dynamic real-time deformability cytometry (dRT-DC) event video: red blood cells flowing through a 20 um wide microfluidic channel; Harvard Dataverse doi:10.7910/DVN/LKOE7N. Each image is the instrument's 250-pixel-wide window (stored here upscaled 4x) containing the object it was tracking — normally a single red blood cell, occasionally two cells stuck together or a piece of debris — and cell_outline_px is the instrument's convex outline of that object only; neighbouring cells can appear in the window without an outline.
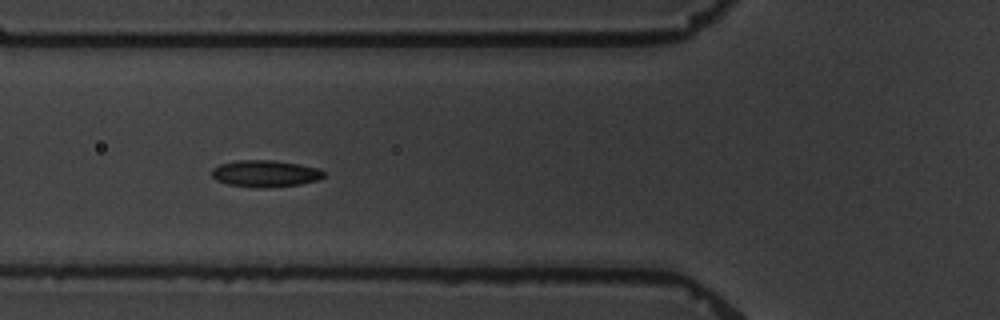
{"species": "common noctule bat (a hibernating species)", "species_latin": "Nyctalus noctula", "temperature_condition": "warm", "stored_images_in_passage": 7, "camera_frame_rate_fps": 3000, "um_per_image_px": 0.085, "animal": {"sex": "male", "body_mass_g": 19.5, "forearm_length_mm": 54.6}, "frame": {"image": 1, "passage_image": 6, "time_ms": 6.667, "image_size_px": [1000, 320], "cell_outline_px": [[324, 176], [316, 180], [300, 184], [264, 188], [256, 188], [228, 184], [216, 180], [212, 176], [212, 168], [220, 164], [236, 160], [272, 160], [320, 168], [324, 172]], "centroid_in_image_um": [22.52, 14.75], "position_along_channel_um": 103.3, "area_um2": 17.4}}
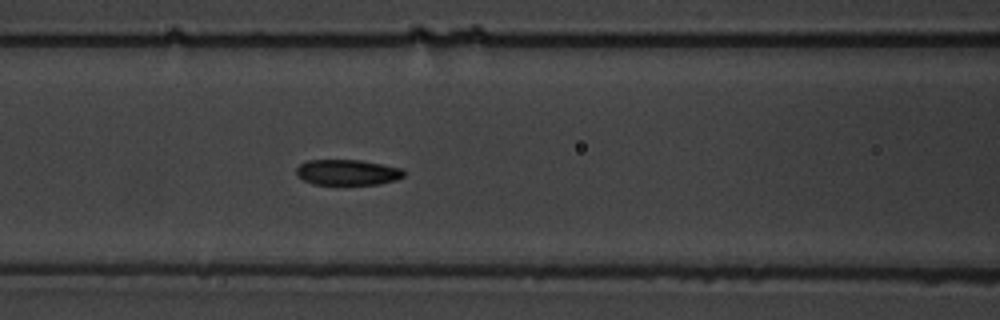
{"frame": {"image": 2, "passage_image": 7, "time_ms": 7.667, "image_size_px": [1000, 320], "cell_outline_px": [[404, 176], [396, 180], [380, 184], [312, 184], [296, 176], [296, 168], [300, 164], [308, 160], [360, 160], [400, 168], [404, 172]], "centroid_in_image_um": [29.5, 14.65], "position_along_channel_um": 137.1, "area_um2": 15.95}}